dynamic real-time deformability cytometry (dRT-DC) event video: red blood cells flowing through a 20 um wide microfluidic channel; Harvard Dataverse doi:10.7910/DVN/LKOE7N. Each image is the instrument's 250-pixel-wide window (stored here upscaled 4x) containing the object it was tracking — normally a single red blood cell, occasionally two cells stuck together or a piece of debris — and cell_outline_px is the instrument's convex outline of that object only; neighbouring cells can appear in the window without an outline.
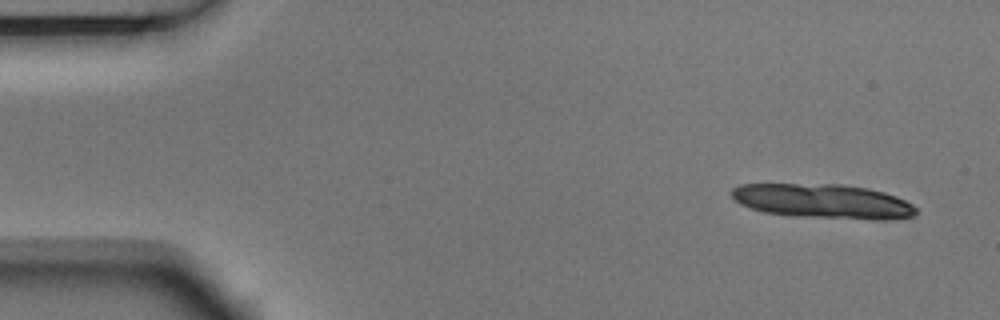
{"species": "Egyptian fruit bat (a non-hibernating species)", "species_latin": "Rousettus aegyptiacus", "temperature_condition": "room temperature", "stored_images_in_passage": 3, "camera_frame_rate_fps": 3000, "um_per_image_px": 0.085, "animal": {"sex": "male"}, "frame": {"image": 1, "passage_image": 1, "time_ms": 0.0, "image_size_px": [1000, 320], "cell_outline_px": [[916, 212], [912, 216], [884, 220], [792, 216], [764, 212], [740, 204], [732, 196], [732, 188], [740, 184], [840, 184], [868, 188], [884, 192], [896, 196], [912, 204], [916, 208]], "centroid_in_image_um": [69.95, 17.1], "position_along_channel_um": 15.0, "area_um2": 36.93}}